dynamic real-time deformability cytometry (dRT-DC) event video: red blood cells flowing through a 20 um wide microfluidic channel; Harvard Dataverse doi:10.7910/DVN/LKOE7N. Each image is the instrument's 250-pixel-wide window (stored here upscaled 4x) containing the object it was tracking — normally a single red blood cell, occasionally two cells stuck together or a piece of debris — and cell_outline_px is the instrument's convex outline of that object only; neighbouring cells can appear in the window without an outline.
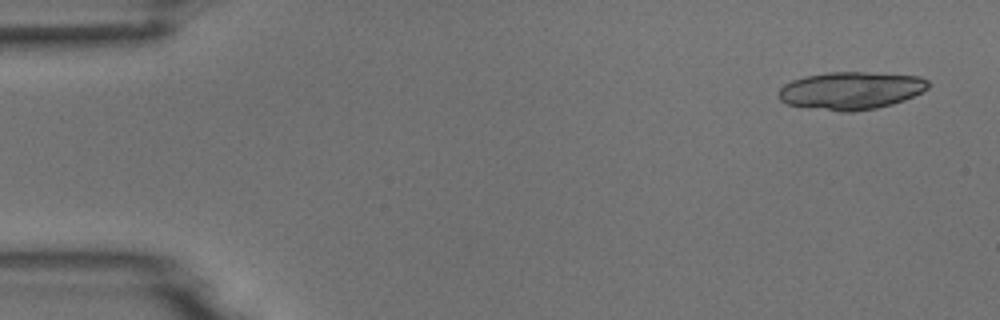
{"species": "common noctule bat (a hibernating species)", "species_latin": "Nyctalus noctula", "temperature_condition": "room temperature", "stored_images_in_passage": 5, "camera_frame_rate_fps": 3000, "um_per_image_px": 0.085, "animal": {"sex": "male", "body_mass_g": 18.8}, "frame": {"image": 1, "passage_image": 1, "time_ms": 0.0, "image_size_px": [1000, 320], "cell_outline_px": [[928, 88], [904, 100], [892, 104], [876, 108], [852, 112], [840, 112], [788, 104], [780, 100], [780, 88], [784, 84], [792, 80], [804, 76], [828, 72], [864, 72], [920, 76], [928, 80]], "centroid_in_image_um": [72.33, 7.69], "position_along_channel_um": 12.7, "area_um2": 32.66}}